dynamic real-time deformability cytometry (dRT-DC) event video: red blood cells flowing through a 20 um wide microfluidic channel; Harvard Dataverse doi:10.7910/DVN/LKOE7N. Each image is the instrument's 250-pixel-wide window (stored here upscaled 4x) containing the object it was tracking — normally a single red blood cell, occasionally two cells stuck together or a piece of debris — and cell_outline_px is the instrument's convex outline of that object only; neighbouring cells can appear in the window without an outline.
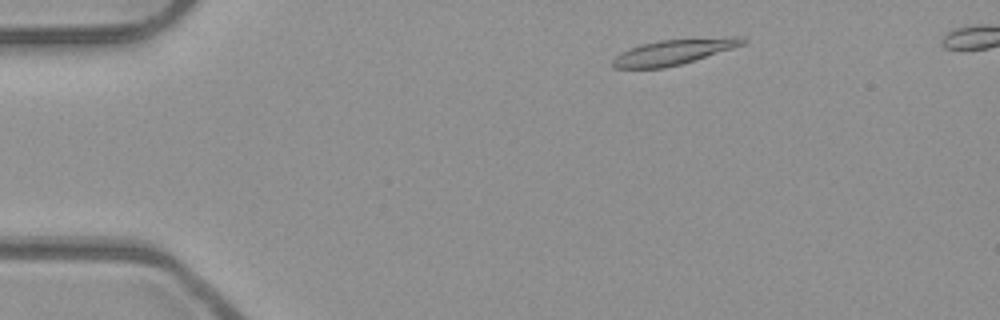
{"species": "common noctule bat (a hibernating species)", "species_latin": "Nyctalus noctula", "temperature_condition": "room temperature", "stored_images_in_passage": 46, "camera_frame_rate_fps": 3000, "um_per_image_px": 0.085, "animal": {"sex": "male", "body_mass_g": 23.1, "forearm_length_mm": 52.7}, "frame": {"image": 1, "passage_image": 4, "time_ms": 1.0, "image_size_px": [1000, 320], "cell_outline_px": [[748, 40], [744, 44], [732, 48], [680, 64], [664, 68], [616, 68], [612, 64], [612, 60], [620, 52], [640, 44], [660, 40], [728, 36], [736, 36]], "centroid_in_image_um": [57.25, 4.4], "position_along_channel_um": 27.7, "area_um2": 19.07}}
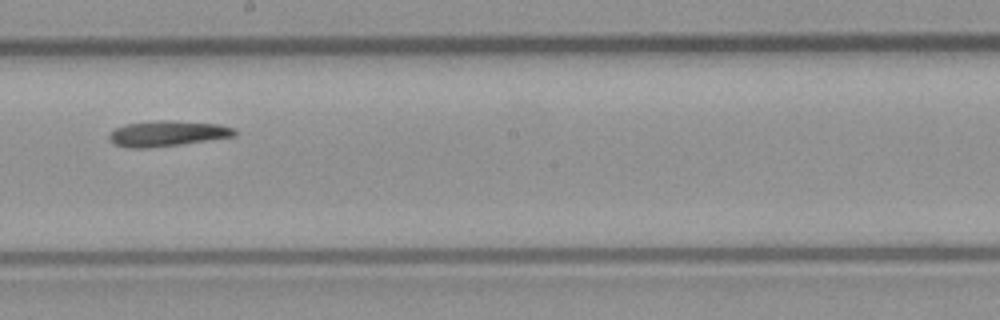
{"frame": {"image": 2, "passage_image": 25, "time_ms": 8.0, "image_size_px": [1000, 320], "cell_outline_px": [[236, 136], [180, 144], [148, 148], [128, 148], [116, 144], [108, 140], [108, 132], [124, 124], [160, 120], [172, 120], [220, 124], [236, 128]], "centroid_in_image_um": [14.21, 11.34], "position_along_channel_um": 234.0, "area_um2": 18.84}}
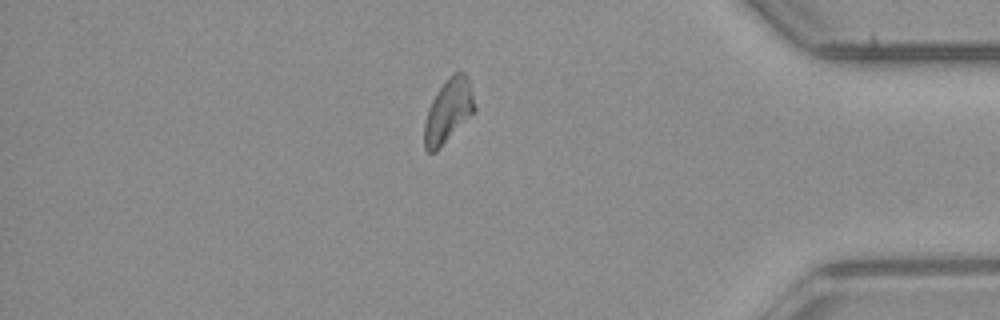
{"frame": {"image": 3, "passage_image": 40, "time_ms": 13.0, "image_size_px": [1000, 320], "cell_outline_px": [[476, 108], [440, 148], [436, 152], [428, 152], [424, 148], [424, 124], [428, 108], [436, 92], [448, 76], [452, 72], [464, 72], [468, 76]], "centroid_in_image_um": [38.08, 9.4], "position_along_channel_um": 397.1, "area_um2": 18.5}}